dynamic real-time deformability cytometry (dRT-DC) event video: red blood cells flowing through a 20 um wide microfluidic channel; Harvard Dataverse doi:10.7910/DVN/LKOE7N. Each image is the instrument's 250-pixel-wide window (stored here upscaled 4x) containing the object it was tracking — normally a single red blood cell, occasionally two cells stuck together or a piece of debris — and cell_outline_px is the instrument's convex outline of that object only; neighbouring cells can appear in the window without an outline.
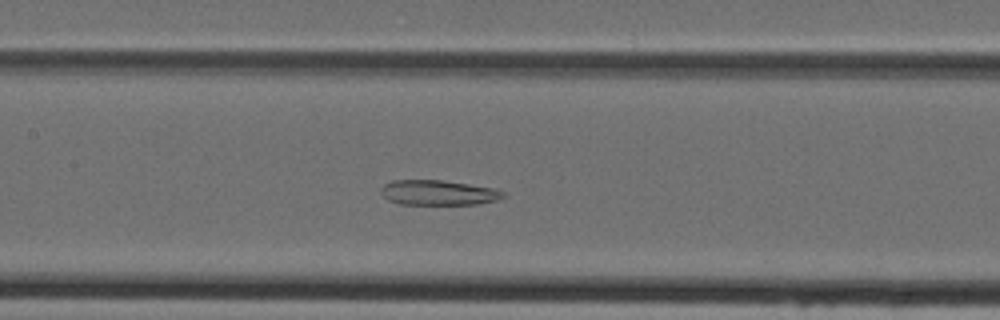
{"species": "Egyptian fruit bat (a non-hibernating species)", "species_latin": "Rousettus aegyptiacus", "temperature_condition": "cold", "stored_images_in_passage": 42, "camera_frame_rate_fps": 3000, "um_per_image_px": 0.085, "animal": {"sex": "female"}, "frame": {"image": 1, "passage_image": 17, "time_ms": 5.333, "image_size_px": [1000, 320], "cell_outline_px": [[504, 196], [496, 200], [476, 204], [400, 204], [388, 200], [380, 192], [380, 188], [384, 184], [392, 180], [440, 180], [468, 184], [492, 188], [504, 192]], "centroid_in_image_um": [37.19, 16.37], "position_along_channel_um": 170.2, "area_um2": 17.63}}
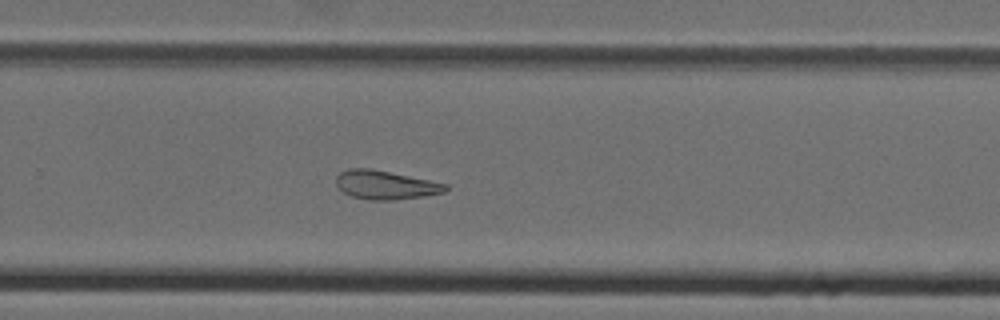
{"frame": {"image": 2, "passage_image": 26, "time_ms": 8.333, "image_size_px": [1000, 320], "cell_outline_px": [[448, 188], [444, 192], [424, 196], [392, 200], [368, 200], [352, 196], [344, 192], [336, 184], [336, 176], [340, 172], [348, 168], [368, 168], [448, 184]], "centroid_in_image_um": [32.74, 15.72], "position_along_channel_um": 297.1, "area_um2": 18.09}}
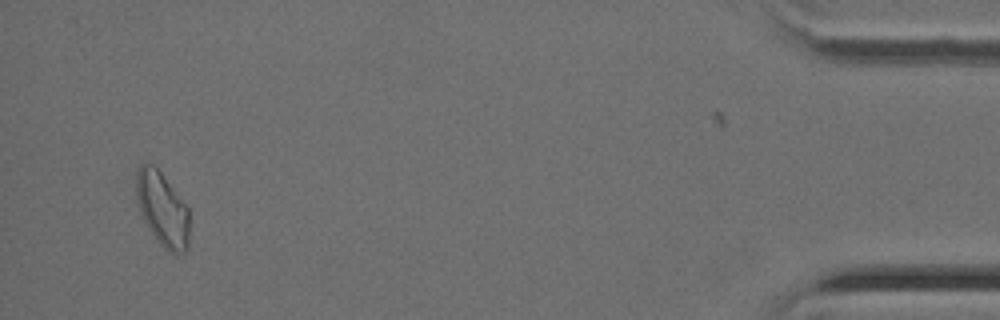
{"frame": {"image": 3, "passage_image": 40, "time_ms": 13.0, "image_size_px": [1000, 320], "cell_outline_px": [[188, 248], [184, 252], [176, 256], [168, 252], [156, 240], [148, 228], [140, 212], [136, 196], [136, 172], [140, 164], [152, 164], [160, 172], [188, 208]], "centroid_in_image_um": [13.79, 17.83], "position_along_channel_um": 421.4, "area_um2": 22.83}}